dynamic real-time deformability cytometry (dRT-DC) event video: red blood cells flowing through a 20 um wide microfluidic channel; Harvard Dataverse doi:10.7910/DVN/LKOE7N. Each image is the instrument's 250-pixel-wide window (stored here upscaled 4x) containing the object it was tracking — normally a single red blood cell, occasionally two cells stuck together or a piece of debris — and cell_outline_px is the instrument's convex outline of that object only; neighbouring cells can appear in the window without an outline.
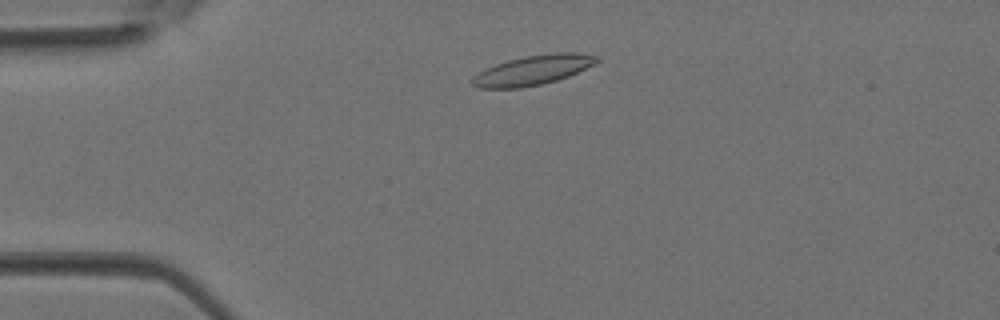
{"species": "Egyptian fruit bat (a non-hibernating species)", "species_latin": "Rousettus aegyptiacus", "temperature_condition": "room temperature", "stored_images_in_passage": 4, "camera_frame_rate_fps": 3000, "um_per_image_px": 0.085, "animal": {"sex": "female"}, "frame": {"image": 1, "passage_image": 2, "time_ms": 0.333, "image_size_px": [1000, 320], "cell_outline_px": [[600, 60], [568, 76], [556, 80], [540, 84], [520, 88], [480, 88], [472, 84], [472, 76], [484, 68], [508, 60], [524, 56], [556, 52], [576, 52], [600, 56]], "centroid_in_image_um": [45.27, 5.95], "position_along_channel_um": 39.7, "area_um2": 21.39}}
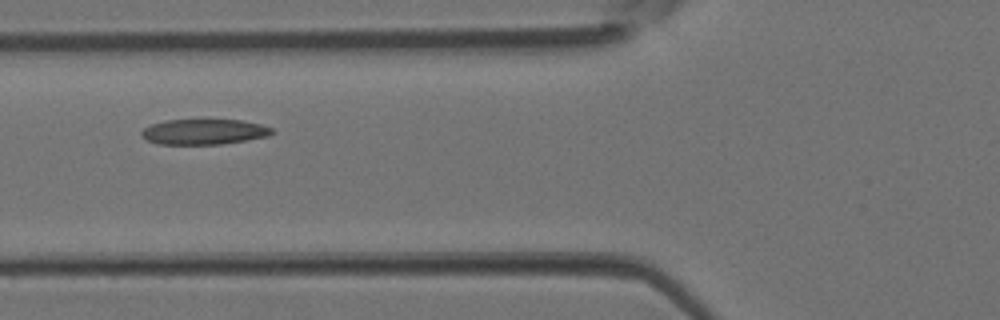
{"frame": {"image": 2, "passage_image": 4, "time_ms": 1.0, "image_size_px": [1000, 320], "cell_outline_px": [[276, 132], [268, 136], [248, 140], [220, 144], [156, 144], [140, 136], [140, 132], [144, 128], [152, 124], [164, 120], [240, 120], [260, 124], [272, 128]], "centroid_in_image_um": [17.34, 11.2], "position_along_channel_um": 108.5, "area_um2": 19.36}}